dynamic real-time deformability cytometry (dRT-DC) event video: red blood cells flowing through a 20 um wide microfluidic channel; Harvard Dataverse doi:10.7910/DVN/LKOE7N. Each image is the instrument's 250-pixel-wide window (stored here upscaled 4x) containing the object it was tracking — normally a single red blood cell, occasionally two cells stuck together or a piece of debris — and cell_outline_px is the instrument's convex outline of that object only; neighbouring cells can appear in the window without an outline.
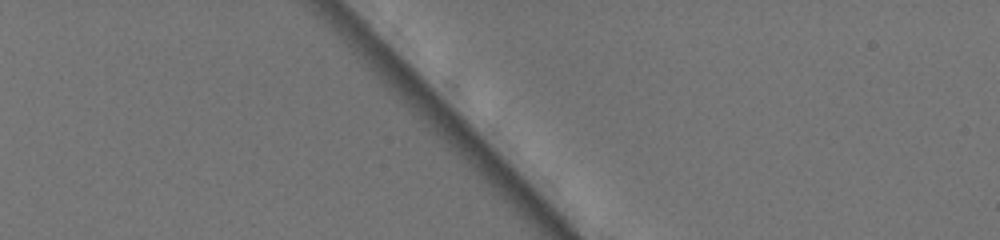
{"species": "common noctule bat (a hibernating species)", "species_latin": "Nyctalus noctula", "temperature_condition": "warm", "stored_images_in_passage": 3, "camera_frame_rate_fps": 3000, "um_per_image_px": 0.085, "animal": {"sex": "female", "body_mass_g": 19.5, "forearm_length_mm": 54.1}, "frame": {"image": 1, "passage_image": 2, "time_ms": 0.333, "image_size_px": [1000, 240], "cell_outline_px": [[596, 92], [592, 100], [584, 92], [528, 32], [524, 16], [540, 16], [572, 40], [596, 68]], "centroid_in_image_um": [47.95, 4.54], "position_along_channel_um": 37.0, "area_um2": 16.42}}